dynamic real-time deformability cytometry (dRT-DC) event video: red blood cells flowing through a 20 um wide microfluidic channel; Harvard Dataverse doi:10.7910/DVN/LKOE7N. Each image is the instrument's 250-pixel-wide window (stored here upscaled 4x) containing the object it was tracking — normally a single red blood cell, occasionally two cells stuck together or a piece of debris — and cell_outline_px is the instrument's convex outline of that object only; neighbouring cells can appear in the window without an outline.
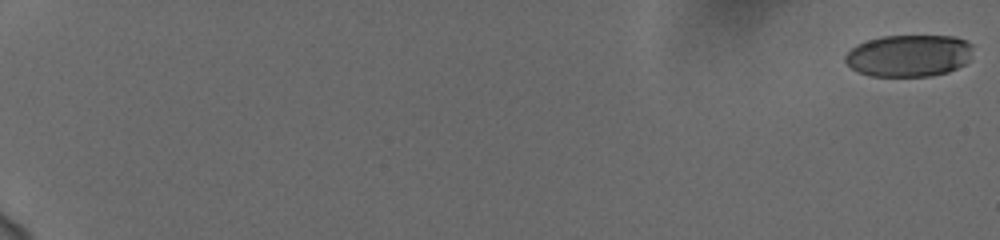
{"species": "human", "species_latin": "Homo sapiens", "temperature_condition": "cold", "stored_images_in_passage": 59, "camera_frame_rate_fps": 3000, "um_per_image_px": 0.085, "donor": {"sex": "female"}, "frame": {"image": 1, "passage_image": 1, "time_ms": 0.0, "image_size_px": [1000, 240], "cell_outline_px": [[972, 44], [968, 60], [964, 64], [948, 72], [932, 76], [872, 76], [856, 72], [844, 60], [844, 56], [856, 44], [880, 36], [956, 36]], "centroid_in_image_um": [77.23, 4.73], "position_along_channel_um": 7.8, "area_um2": 31.27}}
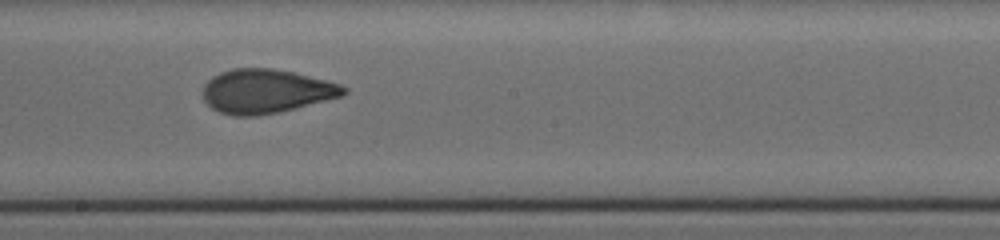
{"frame": {"image": 2, "passage_image": 37, "time_ms": 12.0, "image_size_px": [1000, 240], "cell_outline_px": [[348, 92], [344, 96], [280, 112], [256, 116], [232, 116], [220, 112], [212, 108], [204, 100], [200, 92], [204, 84], [212, 76], [220, 72], [232, 68], [272, 68], [292, 72], [340, 84], [348, 88]], "centroid_in_image_um": [22.59, 7.76], "position_along_channel_um": 225.6, "area_um2": 36.41}}
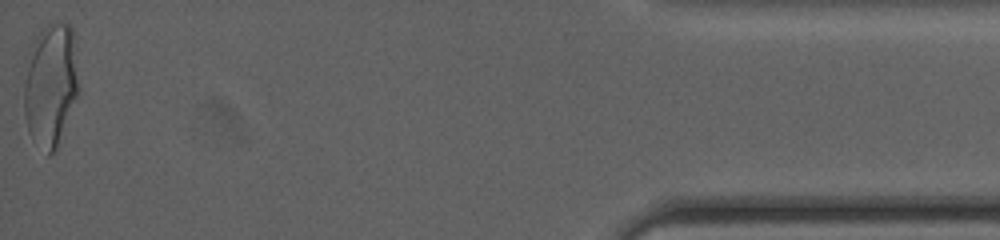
{"frame": {"image": 3, "passage_image": 59, "time_ms": 19.333, "image_size_px": [1000, 240], "cell_outline_px": [[80, 88], [56, 148], [48, 156], [28, 132], [24, 112], [24, 84], [28, 52], [36, 36], [44, 28], [52, 24], [68, 24], [72, 28], [76, 44]], "centroid_in_image_um": [4.32, 7.18], "position_along_channel_um": 430.9, "area_um2": 39.25}, "authors_computed_cell_mechanics": {"area_um2": 35.3158, "velocity_mm_per_s": 3.7484, "shape_relaxation_time_tau1_ms": 5.3258, "shape_relaxation_time_tau2_ms": 1.2262, "deformation_change_tau1": 0.176, "deformation_change_tau2": 0.0784}}